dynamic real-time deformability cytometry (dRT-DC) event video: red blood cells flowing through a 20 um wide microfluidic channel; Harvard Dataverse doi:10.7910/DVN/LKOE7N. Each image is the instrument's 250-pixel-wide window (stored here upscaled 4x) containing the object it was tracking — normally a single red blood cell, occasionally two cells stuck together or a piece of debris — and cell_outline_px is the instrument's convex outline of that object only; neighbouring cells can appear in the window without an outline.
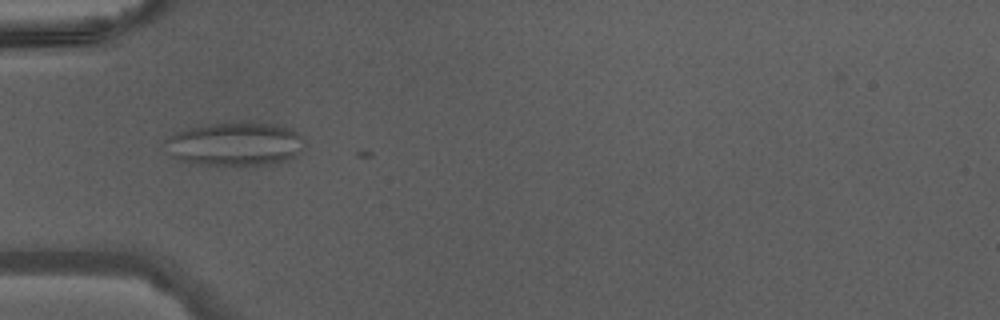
{"species": "Egyptian fruit bat (a non-hibernating species)", "species_latin": "Rousettus aegyptiacus", "temperature_condition": "warm", "stored_images_in_passage": 3, "camera_frame_rate_fps": 3000, "um_per_image_px": 0.085, "animal": {"sex": "male"}, "frame": {"image": 1, "passage_image": 2, "time_ms": 0.333, "image_size_px": [1000, 320], "cell_outline_px": [[304, 140], [300, 152], [292, 160], [272, 164], [196, 164], [180, 160], [172, 156], [164, 140], [168, 136], [176, 132], [208, 124], [272, 124], [296, 132], [304, 136]], "centroid_in_image_um": [20.0, 12.27], "position_along_channel_um": 65.0, "area_um2": 34.51}}